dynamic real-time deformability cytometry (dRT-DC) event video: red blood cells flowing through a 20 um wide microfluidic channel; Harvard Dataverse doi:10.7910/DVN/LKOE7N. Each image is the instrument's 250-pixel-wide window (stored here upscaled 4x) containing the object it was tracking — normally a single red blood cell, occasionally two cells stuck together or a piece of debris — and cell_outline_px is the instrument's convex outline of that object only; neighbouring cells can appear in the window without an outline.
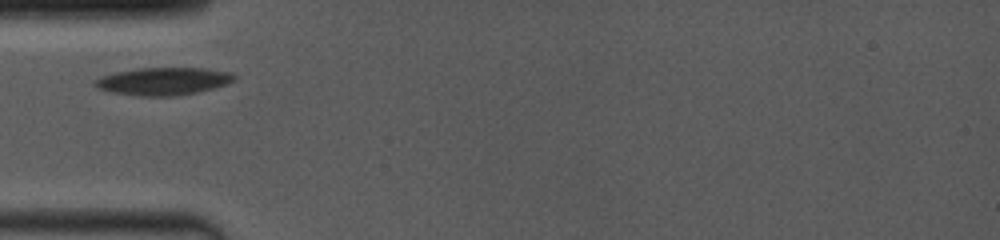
{"species": "common noctule bat (a hibernating species)", "species_latin": "Nyctalus noctula", "temperature_condition": "room temperature", "stored_images_in_passage": 27, "camera_frame_rate_fps": 4000, "um_per_image_px": 0.085, "animal": {"sex": "female", "body_mass_g": 19.0, "forearm_length_mm": 53.3}, "frame": {"image": 1, "passage_image": 1, "time_ms": 0.0, "image_size_px": [1000, 240], "cell_outline_px": [[236, 80], [228, 84], [216, 88], [176, 96], [136, 96], [108, 92], [96, 88], [92, 84], [96, 80], [104, 76], [116, 72], [140, 68], [200, 68], [232, 72], [236, 76]], "centroid_in_image_um": [13.9, 6.92], "position_along_channel_um": 71.1, "area_um2": 22.6}}
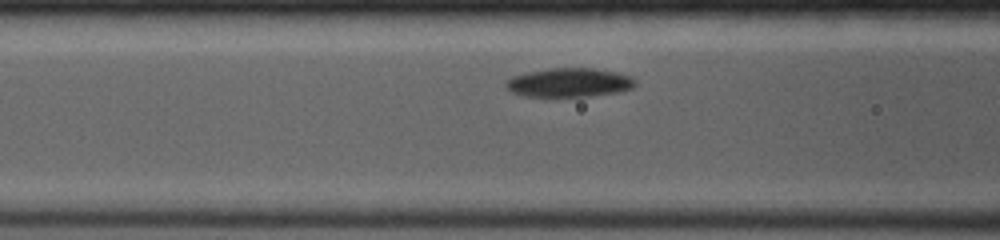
{"frame": {"image": 2, "passage_image": 11, "time_ms": 1.25, "image_size_px": [1000, 240], "cell_outline_px": [[636, 84], [632, 88], [620, 92], [588, 96], [524, 96], [512, 92], [504, 84], [512, 76], [528, 72], [552, 68], [592, 68], [612, 72], [628, 76]], "centroid_in_image_um": [48.35, 7.02], "position_along_channel_um": 118.3, "area_um2": 21.39}}
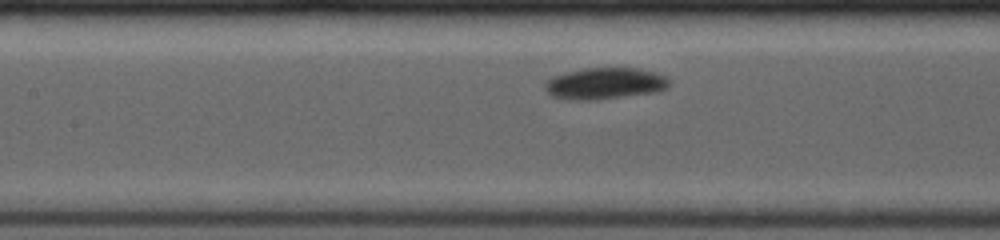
{"frame": {"image": 3, "passage_image": 20, "time_ms": 2.25, "image_size_px": [1000, 240], "cell_outline_px": [[668, 84], [664, 88], [656, 92], [596, 100], [564, 100], [552, 96], [544, 88], [544, 84], [548, 80], [564, 72], [588, 68], [636, 68], [656, 72], [664, 76], [668, 80]], "centroid_in_image_um": [51.37, 7.1], "position_along_channel_um": 156.0, "area_um2": 22.72}}